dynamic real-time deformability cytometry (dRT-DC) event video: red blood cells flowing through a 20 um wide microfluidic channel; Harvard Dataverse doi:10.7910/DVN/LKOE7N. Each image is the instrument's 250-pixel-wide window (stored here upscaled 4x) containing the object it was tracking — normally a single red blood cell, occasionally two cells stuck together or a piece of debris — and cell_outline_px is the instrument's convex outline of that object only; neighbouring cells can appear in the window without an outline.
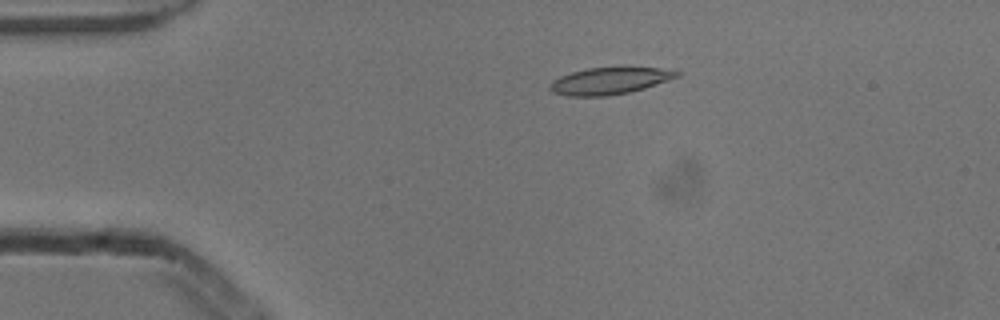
{"species": "common noctule bat (a hibernating species)", "species_latin": "Nyctalus noctula", "temperature_condition": "cold", "stored_images_in_passage": 6, "camera_frame_rate_fps": 3000, "um_per_image_px": 0.085, "animal": {"sex": "male", "body_mass_g": 13.3}, "frame": {"image": 1, "passage_image": 3, "time_ms": 0.667, "image_size_px": [1000, 320], "cell_outline_px": [[680, 76], [644, 88], [628, 92], [608, 96], [568, 96], [552, 92], [548, 88], [548, 84], [552, 80], [560, 76], [572, 72], [588, 68], [620, 64], [632, 64], [672, 68], [680, 72]], "centroid_in_image_um": [51.9, 6.8], "position_along_channel_um": 33.1, "area_um2": 21.21}}
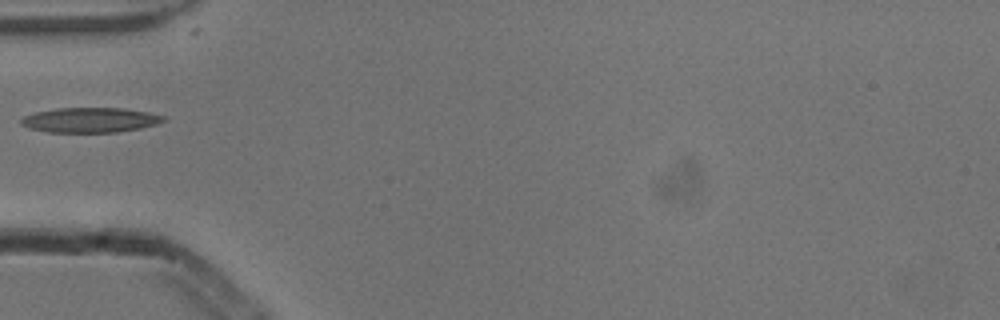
{"frame": {"image": 2, "passage_image": 5, "time_ms": 1.333, "image_size_px": [1000, 320], "cell_outline_px": [[168, 120], [156, 124], [140, 128], [116, 132], [48, 132], [28, 128], [20, 124], [20, 120], [24, 116], [36, 112], [56, 108], [124, 108], [148, 112], [168, 116]], "centroid_in_image_um": [7.7, 10.2], "position_along_channel_um": 77.3, "area_um2": 20.81}}
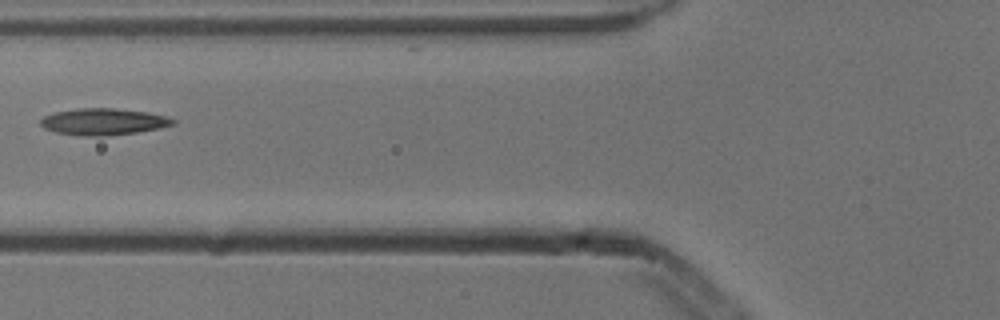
{"frame": {"image": 3, "passage_image": 6, "time_ms": 1.667, "image_size_px": [1000, 320], "cell_outline_px": [[176, 124], [160, 128], [136, 132], [104, 136], [80, 136], [52, 132], [44, 128], [40, 124], [40, 120], [44, 116], [56, 112], [76, 108], [116, 108], [148, 112], [164, 116], [176, 120]], "centroid_in_image_um": [8.77, 10.35], "position_along_channel_um": 117.0, "area_um2": 20.69}}